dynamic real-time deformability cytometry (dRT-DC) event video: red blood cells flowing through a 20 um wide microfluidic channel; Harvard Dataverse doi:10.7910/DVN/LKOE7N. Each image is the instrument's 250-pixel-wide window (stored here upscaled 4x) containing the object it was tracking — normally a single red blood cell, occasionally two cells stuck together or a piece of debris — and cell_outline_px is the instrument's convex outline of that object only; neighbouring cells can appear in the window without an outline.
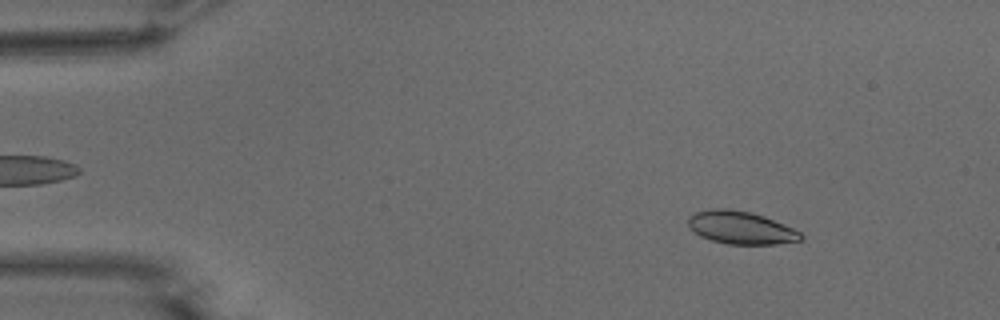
{"species": "common noctule bat (a hibernating species)", "species_latin": "Nyctalus noctula", "temperature_condition": "warm", "stored_images_in_passage": 53, "camera_frame_rate_fps": 3000, "um_per_image_px": 0.085, "animal": {"sex": "male", "body_mass_g": 15.6}, "frame": {"image": 1, "passage_image": 7, "time_ms": 2.0, "image_size_px": [1000, 320], "cell_outline_px": [[804, 240], [776, 244], [728, 244], [712, 240], [700, 236], [688, 224], [688, 216], [696, 212], [712, 208], [728, 208], [752, 212], [764, 216], [792, 228], [800, 232], [804, 236]], "centroid_in_image_um": [62.99, 19.34], "position_along_channel_um": 22.0, "area_um2": 21.5}}
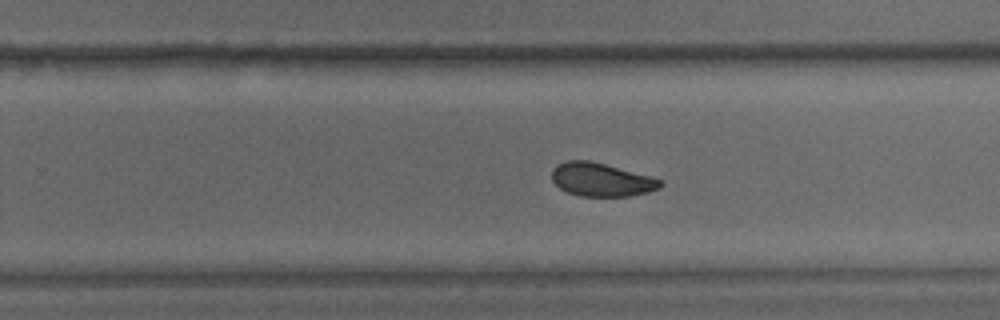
{"frame": {"image": 2, "passage_image": 34, "time_ms": 11.0, "image_size_px": [1000, 320], "cell_outline_px": [[664, 184], [660, 188], [648, 192], [628, 196], [580, 196], [568, 192], [560, 188], [552, 180], [552, 168], [556, 164], [564, 160], [588, 160], [652, 176], [660, 180]], "centroid_in_image_um": [51.1, 15.26], "position_along_channel_um": 278.7, "area_um2": 21.15}}
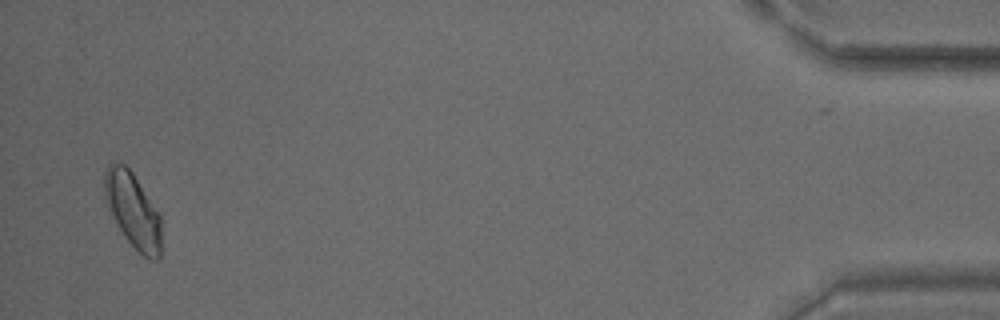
{"frame": {"image": 3, "passage_image": 52, "time_ms": 17.0, "image_size_px": [1000, 320], "cell_outline_px": [[160, 260], [152, 260], [144, 256], [124, 236], [108, 212], [104, 200], [104, 172], [108, 164], [112, 160], [124, 164], [132, 172], [160, 216]], "centroid_in_image_um": [11.23, 17.84], "position_along_channel_um": 424.0, "area_um2": 24.8}, "authors_computed_cell_mechanics": {"area_um2": 21.9062, "velocity_mm_per_s": 3.7753, "shape_relaxation_time_tau1_ms": 5.1378, "shape_relaxation_time_tau2_ms": 2.6275, "deformation_change_tau1": 0.1242, "deformation_change_tau2": 0.0727}}